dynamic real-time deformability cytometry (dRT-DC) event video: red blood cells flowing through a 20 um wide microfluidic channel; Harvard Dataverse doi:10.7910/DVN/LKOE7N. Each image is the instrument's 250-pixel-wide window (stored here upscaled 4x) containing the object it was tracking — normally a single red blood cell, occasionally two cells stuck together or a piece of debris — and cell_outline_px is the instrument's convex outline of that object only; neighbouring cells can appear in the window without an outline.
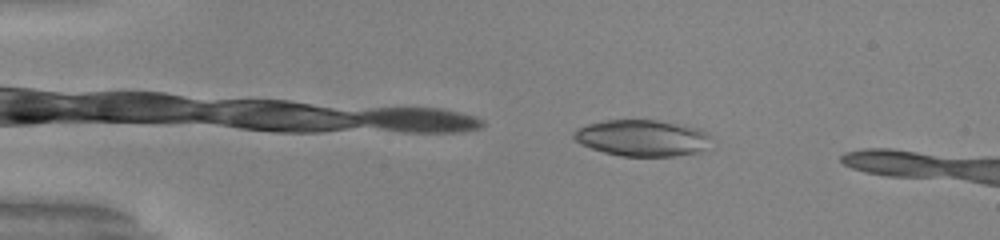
{"species": "common noctule bat (a hibernating species)", "species_latin": "Nyctalus noctula", "temperature_condition": "warm", "stored_images_in_passage": 31, "camera_frame_rate_fps": 3000, "um_per_image_px": 0.085, "animal": {"sex": "male", "body_mass_g": 20.0, "forearm_length_mm": 53.3}, "frame": {"image": 1, "passage_image": 7, "time_ms": 2.0, "image_size_px": [1000, 240], "cell_outline_px": [[708, 136], [700, 148], [696, 152], [672, 156], [620, 156], [604, 152], [580, 144], [572, 136], [580, 128], [588, 124], [604, 120], [656, 120], [700, 128]], "centroid_in_image_um": [54.49, 11.72], "position_along_channel_um": 30.5, "area_um2": 28.26}}